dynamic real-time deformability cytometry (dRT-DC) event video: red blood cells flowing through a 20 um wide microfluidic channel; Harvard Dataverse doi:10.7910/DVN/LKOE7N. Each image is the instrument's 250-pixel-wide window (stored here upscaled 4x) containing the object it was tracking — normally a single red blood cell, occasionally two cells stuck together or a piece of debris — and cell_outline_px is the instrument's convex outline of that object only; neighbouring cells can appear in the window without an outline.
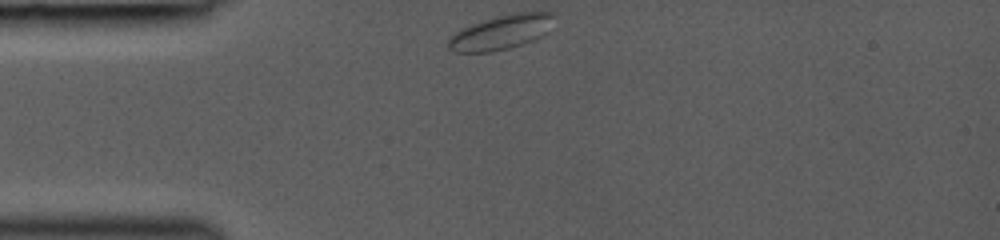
{"species": "common noctule bat (a hibernating species)", "species_latin": "Nyctalus noctula", "temperature_condition": "room temperature", "stored_images_in_passage": 5, "camera_frame_rate_fps": 3000, "um_per_image_px": 0.085, "animal": {"sex": "female", "body_mass_g": 19.0, "forearm_length_mm": 53.3}, "frame": {"image": 1, "passage_image": 1, "time_ms": 0.0, "image_size_px": [1000, 240], "cell_outline_px": [[552, 16], [548, 32], [524, 44], [492, 52], [456, 52], [448, 48], [448, 40], [456, 32], [472, 24], [508, 12], [552, 12]], "centroid_in_image_um": [42.58, 2.74], "position_along_channel_um": 42.4, "area_um2": 20.98}}